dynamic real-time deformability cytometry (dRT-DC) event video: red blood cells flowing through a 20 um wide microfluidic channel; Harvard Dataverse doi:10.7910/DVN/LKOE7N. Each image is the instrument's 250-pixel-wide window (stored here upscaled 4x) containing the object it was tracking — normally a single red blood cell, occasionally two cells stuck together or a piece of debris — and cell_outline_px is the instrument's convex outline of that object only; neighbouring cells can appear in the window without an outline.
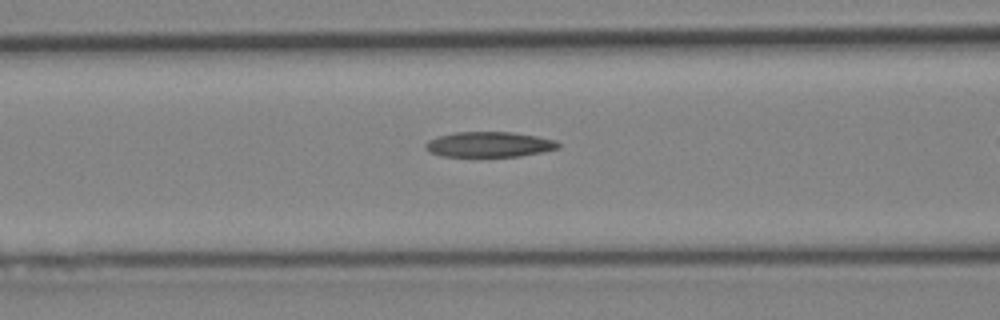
{"species": "Egyptian fruit bat (a non-hibernating species)", "species_latin": "Rousettus aegyptiacus", "temperature_condition": "cold", "stored_images_in_passage": 14, "camera_frame_rate_fps": 3000, "um_per_image_px": 0.085, "animal": {"sex": "female"}, "frame": {"image": 1, "passage_image": 5, "time_ms": 1.333, "image_size_px": [1000, 320], "cell_outline_px": [[560, 148], [520, 156], [440, 156], [432, 152], [424, 144], [428, 140], [440, 136], [456, 132], [512, 132], [536, 136], [556, 140], [560, 144]], "centroid_in_image_um": [41.62, 12.27], "position_along_channel_um": 125.0, "area_um2": 19.31}}
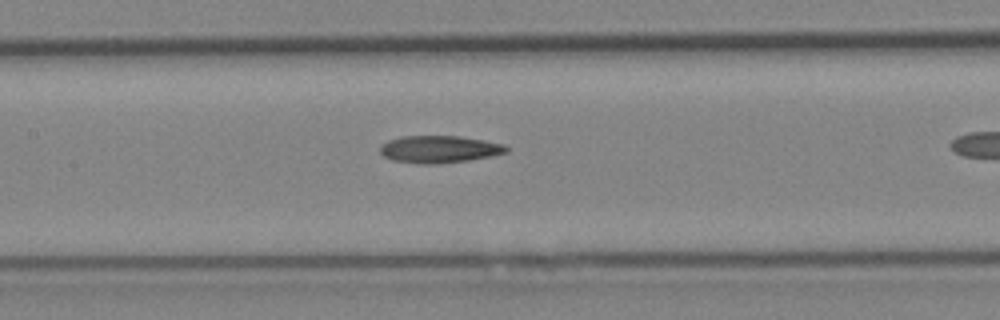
{"frame": {"image": 2, "passage_image": 8, "time_ms": 2.333, "image_size_px": [1000, 320], "cell_outline_px": [[508, 152], [468, 160], [436, 164], [416, 164], [392, 160], [384, 156], [380, 152], [380, 144], [388, 140], [404, 136], [460, 136], [484, 140], [504, 144], [508, 148]], "centroid_in_image_um": [37.3, 12.68], "position_along_channel_um": 170.1, "area_um2": 20.06}}
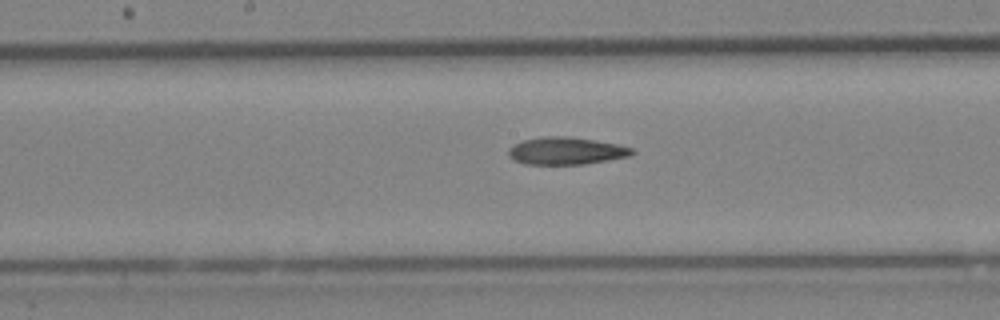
{"frame": {"image": 3, "passage_image": 10, "time_ms": 3.0, "image_size_px": [1000, 320], "cell_outline_px": [[636, 152], [632, 156], [584, 164], [524, 164], [508, 156], [508, 148], [524, 140], [544, 136], [564, 136], [592, 140], [616, 144], [632, 148]], "centroid_in_image_um": [48.13, 12.83], "position_along_channel_um": 200.1, "area_um2": 19.54}}